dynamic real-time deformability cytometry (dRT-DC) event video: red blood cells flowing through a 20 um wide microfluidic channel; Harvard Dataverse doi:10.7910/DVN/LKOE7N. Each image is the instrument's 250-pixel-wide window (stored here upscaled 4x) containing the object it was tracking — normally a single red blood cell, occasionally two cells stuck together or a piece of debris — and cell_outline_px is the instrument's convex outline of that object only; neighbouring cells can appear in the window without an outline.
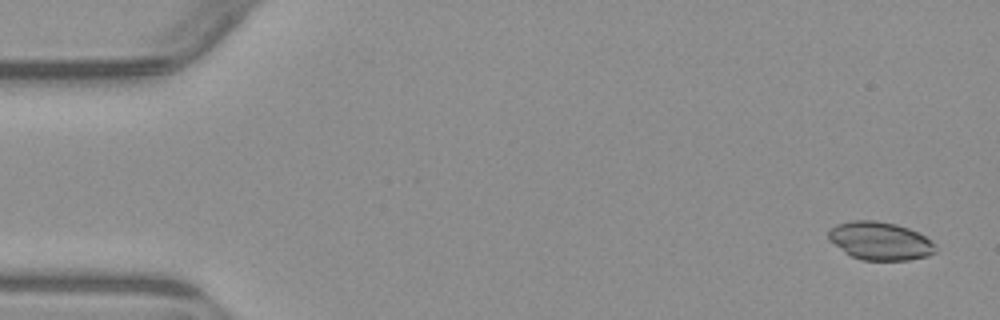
{"species": "common noctule bat (a hibernating species)", "species_latin": "Nyctalus noctula", "temperature_condition": "warm", "stored_images_in_passage": 5, "camera_frame_rate_fps": 3000, "um_per_image_px": 0.085, "animal": {"sex": "male", "body_mass_g": 23.1, "forearm_length_mm": 52.7}, "frame": {"image": 1, "passage_image": 1, "time_ms": 0.0, "image_size_px": [1000, 320], "cell_outline_px": [[936, 252], [928, 256], [908, 260], [864, 260], [852, 256], [844, 252], [828, 240], [828, 232], [836, 224], [852, 220], [876, 220], [896, 224], [908, 228], [932, 240], [936, 244]], "centroid_in_image_um": [74.81, 20.48], "position_along_channel_um": 10.2, "area_um2": 23.87}}
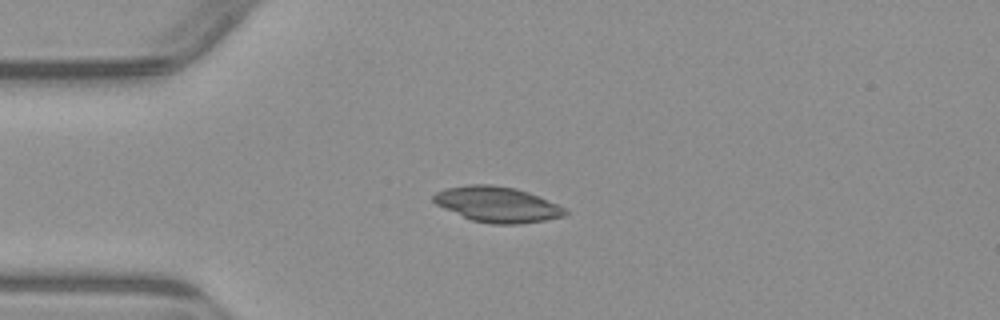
{"frame": {"image": 2, "passage_image": 4, "time_ms": 3.667, "image_size_px": [1000, 320], "cell_outline_px": [[568, 212], [564, 216], [544, 220], [520, 224], [492, 224], [472, 220], [444, 208], [436, 204], [432, 200], [432, 196], [436, 192], [448, 188], [468, 184], [488, 184], [516, 188], [528, 192], [556, 204], [564, 208]], "centroid_in_image_um": [42.25, 17.37], "position_along_channel_um": 42.8, "area_um2": 26.93}}